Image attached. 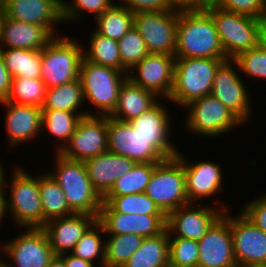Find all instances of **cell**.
Here are the masks:
<instances>
[{"label": "cell", "mask_w": 266, "mask_h": 267, "mask_svg": "<svg viewBox=\"0 0 266 267\" xmlns=\"http://www.w3.org/2000/svg\"><path fill=\"white\" fill-rule=\"evenodd\" d=\"M175 58L227 59L212 16L205 9L179 10Z\"/></svg>", "instance_id": "1"}, {"label": "cell", "mask_w": 266, "mask_h": 267, "mask_svg": "<svg viewBox=\"0 0 266 267\" xmlns=\"http://www.w3.org/2000/svg\"><path fill=\"white\" fill-rule=\"evenodd\" d=\"M107 128L108 151L136 163L161 162L179 153L171 137H145L129 122L107 116Z\"/></svg>", "instance_id": "2"}, {"label": "cell", "mask_w": 266, "mask_h": 267, "mask_svg": "<svg viewBox=\"0 0 266 267\" xmlns=\"http://www.w3.org/2000/svg\"><path fill=\"white\" fill-rule=\"evenodd\" d=\"M11 174L8 182L4 175L0 187L5 193L7 215L9 213L19 230L20 228H42L43 209L39 190V173H35L34 176L24 167L16 165ZM5 189L10 190L9 194Z\"/></svg>", "instance_id": "3"}, {"label": "cell", "mask_w": 266, "mask_h": 267, "mask_svg": "<svg viewBox=\"0 0 266 267\" xmlns=\"http://www.w3.org/2000/svg\"><path fill=\"white\" fill-rule=\"evenodd\" d=\"M54 156L55 169L46 171L63 190L69 208L74 213L98 217L103 198L92 186L84 162L67 159L57 152Z\"/></svg>", "instance_id": "4"}, {"label": "cell", "mask_w": 266, "mask_h": 267, "mask_svg": "<svg viewBox=\"0 0 266 267\" xmlns=\"http://www.w3.org/2000/svg\"><path fill=\"white\" fill-rule=\"evenodd\" d=\"M226 60L228 59L176 58L174 83L168 101L184 108L190 102L210 95L215 73Z\"/></svg>", "instance_id": "5"}, {"label": "cell", "mask_w": 266, "mask_h": 267, "mask_svg": "<svg viewBox=\"0 0 266 267\" xmlns=\"http://www.w3.org/2000/svg\"><path fill=\"white\" fill-rule=\"evenodd\" d=\"M79 79L84 101L97 110L92 115L109 116L117 105L119 90L127 79V73L92 63L83 57Z\"/></svg>", "instance_id": "6"}, {"label": "cell", "mask_w": 266, "mask_h": 267, "mask_svg": "<svg viewBox=\"0 0 266 267\" xmlns=\"http://www.w3.org/2000/svg\"><path fill=\"white\" fill-rule=\"evenodd\" d=\"M83 52V43L76 38L65 35L54 37L41 50V79L46 88L78 79Z\"/></svg>", "instance_id": "7"}, {"label": "cell", "mask_w": 266, "mask_h": 267, "mask_svg": "<svg viewBox=\"0 0 266 267\" xmlns=\"http://www.w3.org/2000/svg\"><path fill=\"white\" fill-rule=\"evenodd\" d=\"M185 127L189 134L210 139L230 133L244 123L212 94L196 99L184 107ZM234 128V129H233ZM201 136V137H200ZM207 136V137H206Z\"/></svg>", "instance_id": "8"}, {"label": "cell", "mask_w": 266, "mask_h": 267, "mask_svg": "<svg viewBox=\"0 0 266 267\" xmlns=\"http://www.w3.org/2000/svg\"><path fill=\"white\" fill-rule=\"evenodd\" d=\"M204 9L212 16L227 59L258 46L257 18L222 10L213 3Z\"/></svg>", "instance_id": "9"}, {"label": "cell", "mask_w": 266, "mask_h": 267, "mask_svg": "<svg viewBox=\"0 0 266 267\" xmlns=\"http://www.w3.org/2000/svg\"><path fill=\"white\" fill-rule=\"evenodd\" d=\"M144 193L165 215L189 204L182 161L175 156L159 162Z\"/></svg>", "instance_id": "10"}, {"label": "cell", "mask_w": 266, "mask_h": 267, "mask_svg": "<svg viewBox=\"0 0 266 267\" xmlns=\"http://www.w3.org/2000/svg\"><path fill=\"white\" fill-rule=\"evenodd\" d=\"M21 230L25 231L16 238L0 242V258L4 267H47L55 255L45 231L42 228Z\"/></svg>", "instance_id": "11"}, {"label": "cell", "mask_w": 266, "mask_h": 267, "mask_svg": "<svg viewBox=\"0 0 266 267\" xmlns=\"http://www.w3.org/2000/svg\"><path fill=\"white\" fill-rule=\"evenodd\" d=\"M179 10L134 13V28L149 53L175 56Z\"/></svg>", "instance_id": "12"}, {"label": "cell", "mask_w": 266, "mask_h": 267, "mask_svg": "<svg viewBox=\"0 0 266 267\" xmlns=\"http://www.w3.org/2000/svg\"><path fill=\"white\" fill-rule=\"evenodd\" d=\"M215 200L214 206L189 203L169 212L166 215V230L169 236L199 241L223 212L230 209L229 205Z\"/></svg>", "instance_id": "13"}, {"label": "cell", "mask_w": 266, "mask_h": 267, "mask_svg": "<svg viewBox=\"0 0 266 267\" xmlns=\"http://www.w3.org/2000/svg\"><path fill=\"white\" fill-rule=\"evenodd\" d=\"M236 69L238 66L232 59L224 61L215 73L211 94L246 125L252 120V97Z\"/></svg>", "instance_id": "14"}, {"label": "cell", "mask_w": 266, "mask_h": 267, "mask_svg": "<svg viewBox=\"0 0 266 267\" xmlns=\"http://www.w3.org/2000/svg\"><path fill=\"white\" fill-rule=\"evenodd\" d=\"M108 151L107 116L82 117L69 142L59 152L63 157L85 161Z\"/></svg>", "instance_id": "15"}, {"label": "cell", "mask_w": 266, "mask_h": 267, "mask_svg": "<svg viewBox=\"0 0 266 267\" xmlns=\"http://www.w3.org/2000/svg\"><path fill=\"white\" fill-rule=\"evenodd\" d=\"M234 257L238 267L266 266V233L241 211L230 213Z\"/></svg>", "instance_id": "16"}, {"label": "cell", "mask_w": 266, "mask_h": 267, "mask_svg": "<svg viewBox=\"0 0 266 267\" xmlns=\"http://www.w3.org/2000/svg\"><path fill=\"white\" fill-rule=\"evenodd\" d=\"M175 56L149 53L127 73L135 85L168 100L174 83Z\"/></svg>", "instance_id": "17"}, {"label": "cell", "mask_w": 266, "mask_h": 267, "mask_svg": "<svg viewBox=\"0 0 266 267\" xmlns=\"http://www.w3.org/2000/svg\"><path fill=\"white\" fill-rule=\"evenodd\" d=\"M197 267H238L234 257L229 210L211 225L198 241Z\"/></svg>", "instance_id": "18"}, {"label": "cell", "mask_w": 266, "mask_h": 267, "mask_svg": "<svg viewBox=\"0 0 266 267\" xmlns=\"http://www.w3.org/2000/svg\"><path fill=\"white\" fill-rule=\"evenodd\" d=\"M180 152L176 156L183 163L186 194L190 203H201L199 202L201 198L203 200L206 197L209 199V197H215L220 192H224L223 179H225V176H223L221 163L203 159L192 163Z\"/></svg>", "instance_id": "19"}, {"label": "cell", "mask_w": 266, "mask_h": 267, "mask_svg": "<svg viewBox=\"0 0 266 267\" xmlns=\"http://www.w3.org/2000/svg\"><path fill=\"white\" fill-rule=\"evenodd\" d=\"M97 221L103 226L105 236L137 234L143 238L153 237L166 230L165 214H126L99 212Z\"/></svg>", "instance_id": "20"}, {"label": "cell", "mask_w": 266, "mask_h": 267, "mask_svg": "<svg viewBox=\"0 0 266 267\" xmlns=\"http://www.w3.org/2000/svg\"><path fill=\"white\" fill-rule=\"evenodd\" d=\"M0 105L6 110L5 132L9 148L16 149L22 143L27 144V141L36 139L43 132L42 108L15 104L6 100L1 101Z\"/></svg>", "instance_id": "21"}, {"label": "cell", "mask_w": 266, "mask_h": 267, "mask_svg": "<svg viewBox=\"0 0 266 267\" xmlns=\"http://www.w3.org/2000/svg\"><path fill=\"white\" fill-rule=\"evenodd\" d=\"M4 16L43 26L54 37L59 36L57 25L63 23L61 0H6Z\"/></svg>", "instance_id": "22"}, {"label": "cell", "mask_w": 266, "mask_h": 267, "mask_svg": "<svg viewBox=\"0 0 266 267\" xmlns=\"http://www.w3.org/2000/svg\"><path fill=\"white\" fill-rule=\"evenodd\" d=\"M97 221V216L85 213H74L67 217L52 219L42 229L55 256L70 253L77 241Z\"/></svg>", "instance_id": "23"}, {"label": "cell", "mask_w": 266, "mask_h": 267, "mask_svg": "<svg viewBox=\"0 0 266 267\" xmlns=\"http://www.w3.org/2000/svg\"><path fill=\"white\" fill-rule=\"evenodd\" d=\"M88 177L94 189L103 198L116 180L131 170L135 161L112 152H104L84 161Z\"/></svg>", "instance_id": "24"}, {"label": "cell", "mask_w": 266, "mask_h": 267, "mask_svg": "<svg viewBox=\"0 0 266 267\" xmlns=\"http://www.w3.org/2000/svg\"><path fill=\"white\" fill-rule=\"evenodd\" d=\"M54 36L43 26L5 17L0 19V48L43 50Z\"/></svg>", "instance_id": "25"}, {"label": "cell", "mask_w": 266, "mask_h": 267, "mask_svg": "<svg viewBox=\"0 0 266 267\" xmlns=\"http://www.w3.org/2000/svg\"><path fill=\"white\" fill-rule=\"evenodd\" d=\"M160 99L154 92L133 84L127 78L119 90L117 105L109 117L129 122L143 114Z\"/></svg>", "instance_id": "26"}, {"label": "cell", "mask_w": 266, "mask_h": 267, "mask_svg": "<svg viewBox=\"0 0 266 267\" xmlns=\"http://www.w3.org/2000/svg\"><path fill=\"white\" fill-rule=\"evenodd\" d=\"M169 265V233L144 238L141 246L121 267H165Z\"/></svg>", "instance_id": "27"}, {"label": "cell", "mask_w": 266, "mask_h": 267, "mask_svg": "<svg viewBox=\"0 0 266 267\" xmlns=\"http://www.w3.org/2000/svg\"><path fill=\"white\" fill-rule=\"evenodd\" d=\"M83 91L80 79L73 80L61 86L46 90L42 110H63L80 113L84 116L92 115L93 111H81L83 104ZM80 110V111H79Z\"/></svg>", "instance_id": "28"}, {"label": "cell", "mask_w": 266, "mask_h": 267, "mask_svg": "<svg viewBox=\"0 0 266 267\" xmlns=\"http://www.w3.org/2000/svg\"><path fill=\"white\" fill-rule=\"evenodd\" d=\"M39 190L43 209V226L52 219L74 214L68 206L63 190L46 169L39 172Z\"/></svg>", "instance_id": "29"}, {"label": "cell", "mask_w": 266, "mask_h": 267, "mask_svg": "<svg viewBox=\"0 0 266 267\" xmlns=\"http://www.w3.org/2000/svg\"><path fill=\"white\" fill-rule=\"evenodd\" d=\"M12 78H41V50L0 48Z\"/></svg>", "instance_id": "30"}, {"label": "cell", "mask_w": 266, "mask_h": 267, "mask_svg": "<svg viewBox=\"0 0 266 267\" xmlns=\"http://www.w3.org/2000/svg\"><path fill=\"white\" fill-rule=\"evenodd\" d=\"M95 20L96 26L93 30L116 41H119L134 27V13L118 1L97 16Z\"/></svg>", "instance_id": "31"}, {"label": "cell", "mask_w": 266, "mask_h": 267, "mask_svg": "<svg viewBox=\"0 0 266 267\" xmlns=\"http://www.w3.org/2000/svg\"><path fill=\"white\" fill-rule=\"evenodd\" d=\"M171 117V118H170ZM172 115L162 101L158 100L143 114L130 120V125L145 137H171Z\"/></svg>", "instance_id": "32"}, {"label": "cell", "mask_w": 266, "mask_h": 267, "mask_svg": "<svg viewBox=\"0 0 266 267\" xmlns=\"http://www.w3.org/2000/svg\"><path fill=\"white\" fill-rule=\"evenodd\" d=\"M83 114L63 110H42V131L57 139L54 152L59 153L69 142Z\"/></svg>", "instance_id": "33"}, {"label": "cell", "mask_w": 266, "mask_h": 267, "mask_svg": "<svg viewBox=\"0 0 266 267\" xmlns=\"http://www.w3.org/2000/svg\"><path fill=\"white\" fill-rule=\"evenodd\" d=\"M100 212L130 214H164L144 192L122 196H104Z\"/></svg>", "instance_id": "34"}, {"label": "cell", "mask_w": 266, "mask_h": 267, "mask_svg": "<svg viewBox=\"0 0 266 267\" xmlns=\"http://www.w3.org/2000/svg\"><path fill=\"white\" fill-rule=\"evenodd\" d=\"M89 39V47L87 45L83 47V51H85L83 52V57L92 63L121 71L118 41L105 37L95 30L89 35ZM86 47H88L87 50Z\"/></svg>", "instance_id": "35"}, {"label": "cell", "mask_w": 266, "mask_h": 267, "mask_svg": "<svg viewBox=\"0 0 266 267\" xmlns=\"http://www.w3.org/2000/svg\"><path fill=\"white\" fill-rule=\"evenodd\" d=\"M159 162L136 163L134 167L118 178L105 196H122L143 193Z\"/></svg>", "instance_id": "36"}, {"label": "cell", "mask_w": 266, "mask_h": 267, "mask_svg": "<svg viewBox=\"0 0 266 267\" xmlns=\"http://www.w3.org/2000/svg\"><path fill=\"white\" fill-rule=\"evenodd\" d=\"M108 236L105 239L104 267H121L141 246L144 239L133 233Z\"/></svg>", "instance_id": "37"}, {"label": "cell", "mask_w": 266, "mask_h": 267, "mask_svg": "<svg viewBox=\"0 0 266 267\" xmlns=\"http://www.w3.org/2000/svg\"><path fill=\"white\" fill-rule=\"evenodd\" d=\"M104 233L103 226L96 221L77 241L70 253L76 257L92 262L98 265V267H104L105 240L104 237H102Z\"/></svg>", "instance_id": "38"}, {"label": "cell", "mask_w": 266, "mask_h": 267, "mask_svg": "<svg viewBox=\"0 0 266 267\" xmlns=\"http://www.w3.org/2000/svg\"><path fill=\"white\" fill-rule=\"evenodd\" d=\"M46 90L41 78H12L11 90L6 101L42 108Z\"/></svg>", "instance_id": "39"}, {"label": "cell", "mask_w": 266, "mask_h": 267, "mask_svg": "<svg viewBox=\"0 0 266 267\" xmlns=\"http://www.w3.org/2000/svg\"><path fill=\"white\" fill-rule=\"evenodd\" d=\"M121 71L128 73L149 54L142 36L133 27L119 41Z\"/></svg>", "instance_id": "40"}, {"label": "cell", "mask_w": 266, "mask_h": 267, "mask_svg": "<svg viewBox=\"0 0 266 267\" xmlns=\"http://www.w3.org/2000/svg\"><path fill=\"white\" fill-rule=\"evenodd\" d=\"M198 259V241L169 236V265L174 267H197Z\"/></svg>", "instance_id": "41"}, {"label": "cell", "mask_w": 266, "mask_h": 267, "mask_svg": "<svg viewBox=\"0 0 266 267\" xmlns=\"http://www.w3.org/2000/svg\"><path fill=\"white\" fill-rule=\"evenodd\" d=\"M116 1L114 0H61V16L63 23H74L82 21L83 14H95V18L111 7ZM82 14V15H81ZM71 21V22H70Z\"/></svg>", "instance_id": "42"}, {"label": "cell", "mask_w": 266, "mask_h": 267, "mask_svg": "<svg viewBox=\"0 0 266 267\" xmlns=\"http://www.w3.org/2000/svg\"><path fill=\"white\" fill-rule=\"evenodd\" d=\"M238 66V70L243 72L250 79H260L266 81V51L260 46L238 54L232 59ZM252 77V78H251Z\"/></svg>", "instance_id": "43"}, {"label": "cell", "mask_w": 266, "mask_h": 267, "mask_svg": "<svg viewBox=\"0 0 266 267\" xmlns=\"http://www.w3.org/2000/svg\"><path fill=\"white\" fill-rule=\"evenodd\" d=\"M213 4L222 10L253 18L266 12V0H216Z\"/></svg>", "instance_id": "44"}, {"label": "cell", "mask_w": 266, "mask_h": 267, "mask_svg": "<svg viewBox=\"0 0 266 267\" xmlns=\"http://www.w3.org/2000/svg\"><path fill=\"white\" fill-rule=\"evenodd\" d=\"M244 205L241 212L266 233V193Z\"/></svg>", "instance_id": "45"}, {"label": "cell", "mask_w": 266, "mask_h": 267, "mask_svg": "<svg viewBox=\"0 0 266 267\" xmlns=\"http://www.w3.org/2000/svg\"><path fill=\"white\" fill-rule=\"evenodd\" d=\"M132 13L174 10L170 0H117Z\"/></svg>", "instance_id": "46"}, {"label": "cell", "mask_w": 266, "mask_h": 267, "mask_svg": "<svg viewBox=\"0 0 266 267\" xmlns=\"http://www.w3.org/2000/svg\"><path fill=\"white\" fill-rule=\"evenodd\" d=\"M12 77L5 66L4 58L0 52V102L8 98L11 90Z\"/></svg>", "instance_id": "47"}, {"label": "cell", "mask_w": 266, "mask_h": 267, "mask_svg": "<svg viewBox=\"0 0 266 267\" xmlns=\"http://www.w3.org/2000/svg\"><path fill=\"white\" fill-rule=\"evenodd\" d=\"M172 6L178 10L204 9L208 0H170Z\"/></svg>", "instance_id": "48"}, {"label": "cell", "mask_w": 266, "mask_h": 267, "mask_svg": "<svg viewBox=\"0 0 266 267\" xmlns=\"http://www.w3.org/2000/svg\"><path fill=\"white\" fill-rule=\"evenodd\" d=\"M59 257L64 261L66 267H98L96 264L76 257L71 253L61 254Z\"/></svg>", "instance_id": "49"}, {"label": "cell", "mask_w": 266, "mask_h": 267, "mask_svg": "<svg viewBox=\"0 0 266 267\" xmlns=\"http://www.w3.org/2000/svg\"><path fill=\"white\" fill-rule=\"evenodd\" d=\"M258 21V46L266 51V12L262 14Z\"/></svg>", "instance_id": "50"}, {"label": "cell", "mask_w": 266, "mask_h": 267, "mask_svg": "<svg viewBox=\"0 0 266 267\" xmlns=\"http://www.w3.org/2000/svg\"><path fill=\"white\" fill-rule=\"evenodd\" d=\"M5 193L4 191L0 188V224L2 225L5 220H3L7 216L6 212V205H5ZM2 222V223H1Z\"/></svg>", "instance_id": "51"}, {"label": "cell", "mask_w": 266, "mask_h": 267, "mask_svg": "<svg viewBox=\"0 0 266 267\" xmlns=\"http://www.w3.org/2000/svg\"><path fill=\"white\" fill-rule=\"evenodd\" d=\"M47 267H66L64 261L59 256H54Z\"/></svg>", "instance_id": "52"}, {"label": "cell", "mask_w": 266, "mask_h": 267, "mask_svg": "<svg viewBox=\"0 0 266 267\" xmlns=\"http://www.w3.org/2000/svg\"><path fill=\"white\" fill-rule=\"evenodd\" d=\"M6 0H0V18L4 15Z\"/></svg>", "instance_id": "53"}, {"label": "cell", "mask_w": 266, "mask_h": 267, "mask_svg": "<svg viewBox=\"0 0 266 267\" xmlns=\"http://www.w3.org/2000/svg\"><path fill=\"white\" fill-rule=\"evenodd\" d=\"M3 168V165L1 163V160H0V187H1V184H2V181H3V178H4V175L6 174V172Z\"/></svg>", "instance_id": "54"}, {"label": "cell", "mask_w": 266, "mask_h": 267, "mask_svg": "<svg viewBox=\"0 0 266 267\" xmlns=\"http://www.w3.org/2000/svg\"><path fill=\"white\" fill-rule=\"evenodd\" d=\"M0 267H4V264L1 258H0Z\"/></svg>", "instance_id": "55"}, {"label": "cell", "mask_w": 266, "mask_h": 267, "mask_svg": "<svg viewBox=\"0 0 266 267\" xmlns=\"http://www.w3.org/2000/svg\"><path fill=\"white\" fill-rule=\"evenodd\" d=\"M210 3H214L216 0H208Z\"/></svg>", "instance_id": "56"}]
</instances>
